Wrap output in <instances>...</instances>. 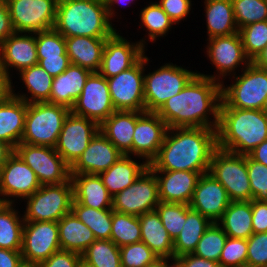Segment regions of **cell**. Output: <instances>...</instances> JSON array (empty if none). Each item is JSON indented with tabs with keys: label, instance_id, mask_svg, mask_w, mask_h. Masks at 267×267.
Here are the masks:
<instances>
[{
	"label": "cell",
	"instance_id": "cell-35",
	"mask_svg": "<svg viewBox=\"0 0 267 267\" xmlns=\"http://www.w3.org/2000/svg\"><path fill=\"white\" fill-rule=\"evenodd\" d=\"M217 224L230 238L248 239L253 234L252 200L231 201Z\"/></svg>",
	"mask_w": 267,
	"mask_h": 267
},
{
	"label": "cell",
	"instance_id": "cell-55",
	"mask_svg": "<svg viewBox=\"0 0 267 267\" xmlns=\"http://www.w3.org/2000/svg\"><path fill=\"white\" fill-rule=\"evenodd\" d=\"M6 0H0V44L14 33Z\"/></svg>",
	"mask_w": 267,
	"mask_h": 267
},
{
	"label": "cell",
	"instance_id": "cell-67",
	"mask_svg": "<svg viewBox=\"0 0 267 267\" xmlns=\"http://www.w3.org/2000/svg\"><path fill=\"white\" fill-rule=\"evenodd\" d=\"M171 262H172L171 267H181L174 259H172Z\"/></svg>",
	"mask_w": 267,
	"mask_h": 267
},
{
	"label": "cell",
	"instance_id": "cell-16",
	"mask_svg": "<svg viewBox=\"0 0 267 267\" xmlns=\"http://www.w3.org/2000/svg\"><path fill=\"white\" fill-rule=\"evenodd\" d=\"M98 131L99 124L97 122L70 111L64 120L54 148L71 168Z\"/></svg>",
	"mask_w": 267,
	"mask_h": 267
},
{
	"label": "cell",
	"instance_id": "cell-51",
	"mask_svg": "<svg viewBox=\"0 0 267 267\" xmlns=\"http://www.w3.org/2000/svg\"><path fill=\"white\" fill-rule=\"evenodd\" d=\"M191 0H160L157 4L169 16L175 25L179 23L190 14L192 8Z\"/></svg>",
	"mask_w": 267,
	"mask_h": 267
},
{
	"label": "cell",
	"instance_id": "cell-32",
	"mask_svg": "<svg viewBox=\"0 0 267 267\" xmlns=\"http://www.w3.org/2000/svg\"><path fill=\"white\" fill-rule=\"evenodd\" d=\"M60 247L82 255L96 240L92 230L71 211L58 221Z\"/></svg>",
	"mask_w": 267,
	"mask_h": 267
},
{
	"label": "cell",
	"instance_id": "cell-66",
	"mask_svg": "<svg viewBox=\"0 0 267 267\" xmlns=\"http://www.w3.org/2000/svg\"><path fill=\"white\" fill-rule=\"evenodd\" d=\"M262 112L267 116V98H266L265 103L263 105Z\"/></svg>",
	"mask_w": 267,
	"mask_h": 267
},
{
	"label": "cell",
	"instance_id": "cell-62",
	"mask_svg": "<svg viewBox=\"0 0 267 267\" xmlns=\"http://www.w3.org/2000/svg\"><path fill=\"white\" fill-rule=\"evenodd\" d=\"M257 67L267 70V45L263 51L252 61Z\"/></svg>",
	"mask_w": 267,
	"mask_h": 267
},
{
	"label": "cell",
	"instance_id": "cell-21",
	"mask_svg": "<svg viewBox=\"0 0 267 267\" xmlns=\"http://www.w3.org/2000/svg\"><path fill=\"white\" fill-rule=\"evenodd\" d=\"M230 202L226 189L207 172L200 176L189 206L212 223H217Z\"/></svg>",
	"mask_w": 267,
	"mask_h": 267
},
{
	"label": "cell",
	"instance_id": "cell-15",
	"mask_svg": "<svg viewBox=\"0 0 267 267\" xmlns=\"http://www.w3.org/2000/svg\"><path fill=\"white\" fill-rule=\"evenodd\" d=\"M41 186L35 172L15 152L0 168V203L25 201Z\"/></svg>",
	"mask_w": 267,
	"mask_h": 267
},
{
	"label": "cell",
	"instance_id": "cell-24",
	"mask_svg": "<svg viewBox=\"0 0 267 267\" xmlns=\"http://www.w3.org/2000/svg\"><path fill=\"white\" fill-rule=\"evenodd\" d=\"M158 181L160 202L189 205L202 174L207 172L152 170Z\"/></svg>",
	"mask_w": 267,
	"mask_h": 267
},
{
	"label": "cell",
	"instance_id": "cell-64",
	"mask_svg": "<svg viewBox=\"0 0 267 267\" xmlns=\"http://www.w3.org/2000/svg\"><path fill=\"white\" fill-rule=\"evenodd\" d=\"M16 267H39L38 263L21 260Z\"/></svg>",
	"mask_w": 267,
	"mask_h": 267
},
{
	"label": "cell",
	"instance_id": "cell-56",
	"mask_svg": "<svg viewBox=\"0 0 267 267\" xmlns=\"http://www.w3.org/2000/svg\"><path fill=\"white\" fill-rule=\"evenodd\" d=\"M175 261L181 267H221L219 262L198 257L193 253L180 255L179 257L175 258Z\"/></svg>",
	"mask_w": 267,
	"mask_h": 267
},
{
	"label": "cell",
	"instance_id": "cell-1",
	"mask_svg": "<svg viewBox=\"0 0 267 267\" xmlns=\"http://www.w3.org/2000/svg\"><path fill=\"white\" fill-rule=\"evenodd\" d=\"M221 101L222 84L197 73L178 94L169 98L156 113L164 120L168 128L217 129Z\"/></svg>",
	"mask_w": 267,
	"mask_h": 267
},
{
	"label": "cell",
	"instance_id": "cell-63",
	"mask_svg": "<svg viewBox=\"0 0 267 267\" xmlns=\"http://www.w3.org/2000/svg\"><path fill=\"white\" fill-rule=\"evenodd\" d=\"M171 259H167V258H159L157 259L155 262H153L152 264H149L145 267H171L172 263L170 264L168 261Z\"/></svg>",
	"mask_w": 267,
	"mask_h": 267
},
{
	"label": "cell",
	"instance_id": "cell-48",
	"mask_svg": "<svg viewBox=\"0 0 267 267\" xmlns=\"http://www.w3.org/2000/svg\"><path fill=\"white\" fill-rule=\"evenodd\" d=\"M247 239L227 237L219 264L221 267H246Z\"/></svg>",
	"mask_w": 267,
	"mask_h": 267
},
{
	"label": "cell",
	"instance_id": "cell-31",
	"mask_svg": "<svg viewBox=\"0 0 267 267\" xmlns=\"http://www.w3.org/2000/svg\"><path fill=\"white\" fill-rule=\"evenodd\" d=\"M132 158L134 156L123 155L108 170L98 174L112 197L133 184L149 165Z\"/></svg>",
	"mask_w": 267,
	"mask_h": 267
},
{
	"label": "cell",
	"instance_id": "cell-20",
	"mask_svg": "<svg viewBox=\"0 0 267 267\" xmlns=\"http://www.w3.org/2000/svg\"><path fill=\"white\" fill-rule=\"evenodd\" d=\"M116 31L106 39L99 73L107 78L133 67L146 53L140 42H131Z\"/></svg>",
	"mask_w": 267,
	"mask_h": 267
},
{
	"label": "cell",
	"instance_id": "cell-65",
	"mask_svg": "<svg viewBox=\"0 0 267 267\" xmlns=\"http://www.w3.org/2000/svg\"><path fill=\"white\" fill-rule=\"evenodd\" d=\"M78 267H93V266L87 264L86 262H84V261L81 259V261H80Z\"/></svg>",
	"mask_w": 267,
	"mask_h": 267
},
{
	"label": "cell",
	"instance_id": "cell-40",
	"mask_svg": "<svg viewBox=\"0 0 267 267\" xmlns=\"http://www.w3.org/2000/svg\"><path fill=\"white\" fill-rule=\"evenodd\" d=\"M110 240L119 248L141 241V227L138 216L112 210Z\"/></svg>",
	"mask_w": 267,
	"mask_h": 267
},
{
	"label": "cell",
	"instance_id": "cell-11",
	"mask_svg": "<svg viewBox=\"0 0 267 267\" xmlns=\"http://www.w3.org/2000/svg\"><path fill=\"white\" fill-rule=\"evenodd\" d=\"M207 40L208 42L205 47L207 59L216 68L217 73L215 72V75H209L198 72L199 74L222 84L228 76L237 74L235 70H238V73H240L239 67H242V71L251 63L245 55L239 32L228 36H217Z\"/></svg>",
	"mask_w": 267,
	"mask_h": 267
},
{
	"label": "cell",
	"instance_id": "cell-18",
	"mask_svg": "<svg viewBox=\"0 0 267 267\" xmlns=\"http://www.w3.org/2000/svg\"><path fill=\"white\" fill-rule=\"evenodd\" d=\"M60 249L58 222H24L20 251L23 260L39 264Z\"/></svg>",
	"mask_w": 267,
	"mask_h": 267
},
{
	"label": "cell",
	"instance_id": "cell-44",
	"mask_svg": "<svg viewBox=\"0 0 267 267\" xmlns=\"http://www.w3.org/2000/svg\"><path fill=\"white\" fill-rule=\"evenodd\" d=\"M246 57L252 62L267 45V21L249 24L239 29Z\"/></svg>",
	"mask_w": 267,
	"mask_h": 267
},
{
	"label": "cell",
	"instance_id": "cell-7",
	"mask_svg": "<svg viewBox=\"0 0 267 267\" xmlns=\"http://www.w3.org/2000/svg\"><path fill=\"white\" fill-rule=\"evenodd\" d=\"M209 172L226 189L230 201H251L252 191L247 172V155L216 148Z\"/></svg>",
	"mask_w": 267,
	"mask_h": 267
},
{
	"label": "cell",
	"instance_id": "cell-4",
	"mask_svg": "<svg viewBox=\"0 0 267 267\" xmlns=\"http://www.w3.org/2000/svg\"><path fill=\"white\" fill-rule=\"evenodd\" d=\"M113 25L105 0H58L53 28L64 37L109 38Z\"/></svg>",
	"mask_w": 267,
	"mask_h": 267
},
{
	"label": "cell",
	"instance_id": "cell-26",
	"mask_svg": "<svg viewBox=\"0 0 267 267\" xmlns=\"http://www.w3.org/2000/svg\"><path fill=\"white\" fill-rule=\"evenodd\" d=\"M137 111L116 110L99 125V130L123 154L132 156Z\"/></svg>",
	"mask_w": 267,
	"mask_h": 267
},
{
	"label": "cell",
	"instance_id": "cell-5",
	"mask_svg": "<svg viewBox=\"0 0 267 267\" xmlns=\"http://www.w3.org/2000/svg\"><path fill=\"white\" fill-rule=\"evenodd\" d=\"M241 73L230 76L234 81L228 86L222 83L220 107L262 110L267 98V70L251 62Z\"/></svg>",
	"mask_w": 267,
	"mask_h": 267
},
{
	"label": "cell",
	"instance_id": "cell-41",
	"mask_svg": "<svg viewBox=\"0 0 267 267\" xmlns=\"http://www.w3.org/2000/svg\"><path fill=\"white\" fill-rule=\"evenodd\" d=\"M81 256L93 267H122L120 249L110 239H96Z\"/></svg>",
	"mask_w": 267,
	"mask_h": 267
},
{
	"label": "cell",
	"instance_id": "cell-6",
	"mask_svg": "<svg viewBox=\"0 0 267 267\" xmlns=\"http://www.w3.org/2000/svg\"><path fill=\"white\" fill-rule=\"evenodd\" d=\"M70 109L48 102L27 104L22 143L55 147Z\"/></svg>",
	"mask_w": 267,
	"mask_h": 267
},
{
	"label": "cell",
	"instance_id": "cell-52",
	"mask_svg": "<svg viewBox=\"0 0 267 267\" xmlns=\"http://www.w3.org/2000/svg\"><path fill=\"white\" fill-rule=\"evenodd\" d=\"M82 256L68 250H58L47 260L39 263V267H78Z\"/></svg>",
	"mask_w": 267,
	"mask_h": 267
},
{
	"label": "cell",
	"instance_id": "cell-17",
	"mask_svg": "<svg viewBox=\"0 0 267 267\" xmlns=\"http://www.w3.org/2000/svg\"><path fill=\"white\" fill-rule=\"evenodd\" d=\"M72 113L94 120L99 125L116 110L111 100L107 79L92 72L70 110Z\"/></svg>",
	"mask_w": 267,
	"mask_h": 267
},
{
	"label": "cell",
	"instance_id": "cell-53",
	"mask_svg": "<svg viewBox=\"0 0 267 267\" xmlns=\"http://www.w3.org/2000/svg\"><path fill=\"white\" fill-rule=\"evenodd\" d=\"M38 64L49 73L56 77L63 73L71 64L68 55H58L52 57H38Z\"/></svg>",
	"mask_w": 267,
	"mask_h": 267
},
{
	"label": "cell",
	"instance_id": "cell-57",
	"mask_svg": "<svg viewBox=\"0 0 267 267\" xmlns=\"http://www.w3.org/2000/svg\"><path fill=\"white\" fill-rule=\"evenodd\" d=\"M21 260L20 251L0 248V267H16Z\"/></svg>",
	"mask_w": 267,
	"mask_h": 267
},
{
	"label": "cell",
	"instance_id": "cell-22",
	"mask_svg": "<svg viewBox=\"0 0 267 267\" xmlns=\"http://www.w3.org/2000/svg\"><path fill=\"white\" fill-rule=\"evenodd\" d=\"M123 154L99 130L80 158L70 168V174H99L108 170Z\"/></svg>",
	"mask_w": 267,
	"mask_h": 267
},
{
	"label": "cell",
	"instance_id": "cell-3",
	"mask_svg": "<svg viewBox=\"0 0 267 267\" xmlns=\"http://www.w3.org/2000/svg\"><path fill=\"white\" fill-rule=\"evenodd\" d=\"M216 137L218 148L248 155L267 140V116L262 110L220 107Z\"/></svg>",
	"mask_w": 267,
	"mask_h": 267
},
{
	"label": "cell",
	"instance_id": "cell-60",
	"mask_svg": "<svg viewBox=\"0 0 267 267\" xmlns=\"http://www.w3.org/2000/svg\"><path fill=\"white\" fill-rule=\"evenodd\" d=\"M106 1V7H107V14L109 19L114 21L115 17L118 16L115 12V5H130L134 0H105ZM121 5V7H122ZM116 14V15H115Z\"/></svg>",
	"mask_w": 267,
	"mask_h": 267
},
{
	"label": "cell",
	"instance_id": "cell-46",
	"mask_svg": "<svg viewBox=\"0 0 267 267\" xmlns=\"http://www.w3.org/2000/svg\"><path fill=\"white\" fill-rule=\"evenodd\" d=\"M119 249L122 267H145L159 259L143 241L125 245Z\"/></svg>",
	"mask_w": 267,
	"mask_h": 267
},
{
	"label": "cell",
	"instance_id": "cell-61",
	"mask_svg": "<svg viewBox=\"0 0 267 267\" xmlns=\"http://www.w3.org/2000/svg\"><path fill=\"white\" fill-rule=\"evenodd\" d=\"M14 152V149L4 142L0 140V168L5 164L8 157Z\"/></svg>",
	"mask_w": 267,
	"mask_h": 267
},
{
	"label": "cell",
	"instance_id": "cell-47",
	"mask_svg": "<svg viewBox=\"0 0 267 267\" xmlns=\"http://www.w3.org/2000/svg\"><path fill=\"white\" fill-rule=\"evenodd\" d=\"M38 57L67 55L65 37L54 28L36 33Z\"/></svg>",
	"mask_w": 267,
	"mask_h": 267
},
{
	"label": "cell",
	"instance_id": "cell-9",
	"mask_svg": "<svg viewBox=\"0 0 267 267\" xmlns=\"http://www.w3.org/2000/svg\"><path fill=\"white\" fill-rule=\"evenodd\" d=\"M198 71L176 64L164 63L153 72L144 73V102L146 112H157L172 96L178 94Z\"/></svg>",
	"mask_w": 267,
	"mask_h": 267
},
{
	"label": "cell",
	"instance_id": "cell-54",
	"mask_svg": "<svg viewBox=\"0 0 267 267\" xmlns=\"http://www.w3.org/2000/svg\"><path fill=\"white\" fill-rule=\"evenodd\" d=\"M253 233L267 232V202L252 199Z\"/></svg>",
	"mask_w": 267,
	"mask_h": 267
},
{
	"label": "cell",
	"instance_id": "cell-50",
	"mask_svg": "<svg viewBox=\"0 0 267 267\" xmlns=\"http://www.w3.org/2000/svg\"><path fill=\"white\" fill-rule=\"evenodd\" d=\"M247 244L246 267H267V232L253 233Z\"/></svg>",
	"mask_w": 267,
	"mask_h": 267
},
{
	"label": "cell",
	"instance_id": "cell-34",
	"mask_svg": "<svg viewBox=\"0 0 267 267\" xmlns=\"http://www.w3.org/2000/svg\"><path fill=\"white\" fill-rule=\"evenodd\" d=\"M20 80H22L27 89V93H15L14 85H12V95L29 103H50V94L52 89L53 77L49 75L39 64L25 68L19 73ZM30 94V96H29Z\"/></svg>",
	"mask_w": 267,
	"mask_h": 267
},
{
	"label": "cell",
	"instance_id": "cell-8",
	"mask_svg": "<svg viewBox=\"0 0 267 267\" xmlns=\"http://www.w3.org/2000/svg\"><path fill=\"white\" fill-rule=\"evenodd\" d=\"M73 183L71 178L62 184L42 185L30 197H27L24 221L58 222L71 212Z\"/></svg>",
	"mask_w": 267,
	"mask_h": 267
},
{
	"label": "cell",
	"instance_id": "cell-33",
	"mask_svg": "<svg viewBox=\"0 0 267 267\" xmlns=\"http://www.w3.org/2000/svg\"><path fill=\"white\" fill-rule=\"evenodd\" d=\"M207 39L239 32L231 0H204Z\"/></svg>",
	"mask_w": 267,
	"mask_h": 267
},
{
	"label": "cell",
	"instance_id": "cell-23",
	"mask_svg": "<svg viewBox=\"0 0 267 267\" xmlns=\"http://www.w3.org/2000/svg\"><path fill=\"white\" fill-rule=\"evenodd\" d=\"M0 64L10 77V68L20 72L38 64L36 33L14 32L0 44Z\"/></svg>",
	"mask_w": 267,
	"mask_h": 267
},
{
	"label": "cell",
	"instance_id": "cell-59",
	"mask_svg": "<svg viewBox=\"0 0 267 267\" xmlns=\"http://www.w3.org/2000/svg\"><path fill=\"white\" fill-rule=\"evenodd\" d=\"M248 156L252 160L267 166V140H264L260 145L254 148Z\"/></svg>",
	"mask_w": 267,
	"mask_h": 267
},
{
	"label": "cell",
	"instance_id": "cell-29",
	"mask_svg": "<svg viewBox=\"0 0 267 267\" xmlns=\"http://www.w3.org/2000/svg\"><path fill=\"white\" fill-rule=\"evenodd\" d=\"M106 39L86 36L65 37L66 51L71 64L98 72Z\"/></svg>",
	"mask_w": 267,
	"mask_h": 267
},
{
	"label": "cell",
	"instance_id": "cell-38",
	"mask_svg": "<svg viewBox=\"0 0 267 267\" xmlns=\"http://www.w3.org/2000/svg\"><path fill=\"white\" fill-rule=\"evenodd\" d=\"M143 9H141L139 18L141 22V27L146 28L147 36L140 39V44L147 50L146 44L148 45L147 38L149 42L155 43L159 37H164L171 31L174 22L169 18V16L163 11V9L157 4V2H148ZM167 33V34H166Z\"/></svg>",
	"mask_w": 267,
	"mask_h": 267
},
{
	"label": "cell",
	"instance_id": "cell-28",
	"mask_svg": "<svg viewBox=\"0 0 267 267\" xmlns=\"http://www.w3.org/2000/svg\"><path fill=\"white\" fill-rule=\"evenodd\" d=\"M74 200L94 209H112V196L97 174H70Z\"/></svg>",
	"mask_w": 267,
	"mask_h": 267
},
{
	"label": "cell",
	"instance_id": "cell-49",
	"mask_svg": "<svg viewBox=\"0 0 267 267\" xmlns=\"http://www.w3.org/2000/svg\"><path fill=\"white\" fill-rule=\"evenodd\" d=\"M247 172L251 185L252 199L267 201V166L252 160L247 155Z\"/></svg>",
	"mask_w": 267,
	"mask_h": 267
},
{
	"label": "cell",
	"instance_id": "cell-19",
	"mask_svg": "<svg viewBox=\"0 0 267 267\" xmlns=\"http://www.w3.org/2000/svg\"><path fill=\"white\" fill-rule=\"evenodd\" d=\"M167 130V124L156 112L137 111L132 156L150 164L158 155Z\"/></svg>",
	"mask_w": 267,
	"mask_h": 267
},
{
	"label": "cell",
	"instance_id": "cell-37",
	"mask_svg": "<svg viewBox=\"0 0 267 267\" xmlns=\"http://www.w3.org/2000/svg\"><path fill=\"white\" fill-rule=\"evenodd\" d=\"M16 204L0 203V248L21 251L24 217Z\"/></svg>",
	"mask_w": 267,
	"mask_h": 267
},
{
	"label": "cell",
	"instance_id": "cell-13",
	"mask_svg": "<svg viewBox=\"0 0 267 267\" xmlns=\"http://www.w3.org/2000/svg\"><path fill=\"white\" fill-rule=\"evenodd\" d=\"M159 202L157 178L147 167L133 184L112 197V210L140 216L154 211Z\"/></svg>",
	"mask_w": 267,
	"mask_h": 267
},
{
	"label": "cell",
	"instance_id": "cell-45",
	"mask_svg": "<svg viewBox=\"0 0 267 267\" xmlns=\"http://www.w3.org/2000/svg\"><path fill=\"white\" fill-rule=\"evenodd\" d=\"M160 216L161 222L174 241L186 221V204L159 202L156 209Z\"/></svg>",
	"mask_w": 267,
	"mask_h": 267
},
{
	"label": "cell",
	"instance_id": "cell-12",
	"mask_svg": "<svg viewBox=\"0 0 267 267\" xmlns=\"http://www.w3.org/2000/svg\"><path fill=\"white\" fill-rule=\"evenodd\" d=\"M14 152L35 172L41 185L62 184L70 176V167L54 147L19 143Z\"/></svg>",
	"mask_w": 267,
	"mask_h": 267
},
{
	"label": "cell",
	"instance_id": "cell-10",
	"mask_svg": "<svg viewBox=\"0 0 267 267\" xmlns=\"http://www.w3.org/2000/svg\"><path fill=\"white\" fill-rule=\"evenodd\" d=\"M150 59L144 55L130 69L107 78L115 110L145 111L144 71Z\"/></svg>",
	"mask_w": 267,
	"mask_h": 267
},
{
	"label": "cell",
	"instance_id": "cell-43",
	"mask_svg": "<svg viewBox=\"0 0 267 267\" xmlns=\"http://www.w3.org/2000/svg\"><path fill=\"white\" fill-rule=\"evenodd\" d=\"M238 29L267 21L266 0H231Z\"/></svg>",
	"mask_w": 267,
	"mask_h": 267
},
{
	"label": "cell",
	"instance_id": "cell-25",
	"mask_svg": "<svg viewBox=\"0 0 267 267\" xmlns=\"http://www.w3.org/2000/svg\"><path fill=\"white\" fill-rule=\"evenodd\" d=\"M91 73L85 68L70 64L63 73L53 77L50 103L71 110Z\"/></svg>",
	"mask_w": 267,
	"mask_h": 267
},
{
	"label": "cell",
	"instance_id": "cell-39",
	"mask_svg": "<svg viewBox=\"0 0 267 267\" xmlns=\"http://www.w3.org/2000/svg\"><path fill=\"white\" fill-rule=\"evenodd\" d=\"M71 211L92 230L96 239H110L112 209H94L73 199Z\"/></svg>",
	"mask_w": 267,
	"mask_h": 267
},
{
	"label": "cell",
	"instance_id": "cell-2",
	"mask_svg": "<svg viewBox=\"0 0 267 267\" xmlns=\"http://www.w3.org/2000/svg\"><path fill=\"white\" fill-rule=\"evenodd\" d=\"M217 148L216 129L205 127L168 128L151 170L209 172Z\"/></svg>",
	"mask_w": 267,
	"mask_h": 267
},
{
	"label": "cell",
	"instance_id": "cell-30",
	"mask_svg": "<svg viewBox=\"0 0 267 267\" xmlns=\"http://www.w3.org/2000/svg\"><path fill=\"white\" fill-rule=\"evenodd\" d=\"M143 241L158 258L174 259L173 240L156 210L138 216Z\"/></svg>",
	"mask_w": 267,
	"mask_h": 267
},
{
	"label": "cell",
	"instance_id": "cell-14",
	"mask_svg": "<svg viewBox=\"0 0 267 267\" xmlns=\"http://www.w3.org/2000/svg\"><path fill=\"white\" fill-rule=\"evenodd\" d=\"M15 32L37 33L52 29L58 0H6Z\"/></svg>",
	"mask_w": 267,
	"mask_h": 267
},
{
	"label": "cell",
	"instance_id": "cell-27",
	"mask_svg": "<svg viewBox=\"0 0 267 267\" xmlns=\"http://www.w3.org/2000/svg\"><path fill=\"white\" fill-rule=\"evenodd\" d=\"M26 113L27 103L13 95L0 102V140L13 149L21 143Z\"/></svg>",
	"mask_w": 267,
	"mask_h": 267
},
{
	"label": "cell",
	"instance_id": "cell-58",
	"mask_svg": "<svg viewBox=\"0 0 267 267\" xmlns=\"http://www.w3.org/2000/svg\"><path fill=\"white\" fill-rule=\"evenodd\" d=\"M12 78L0 64V102L12 95Z\"/></svg>",
	"mask_w": 267,
	"mask_h": 267
},
{
	"label": "cell",
	"instance_id": "cell-42",
	"mask_svg": "<svg viewBox=\"0 0 267 267\" xmlns=\"http://www.w3.org/2000/svg\"><path fill=\"white\" fill-rule=\"evenodd\" d=\"M227 237V234L217 223H212L199 240L193 254L219 262Z\"/></svg>",
	"mask_w": 267,
	"mask_h": 267
},
{
	"label": "cell",
	"instance_id": "cell-36",
	"mask_svg": "<svg viewBox=\"0 0 267 267\" xmlns=\"http://www.w3.org/2000/svg\"><path fill=\"white\" fill-rule=\"evenodd\" d=\"M211 224L210 220L186 204L185 224L173 241L174 260L180 255L193 253L199 240Z\"/></svg>",
	"mask_w": 267,
	"mask_h": 267
}]
</instances>
